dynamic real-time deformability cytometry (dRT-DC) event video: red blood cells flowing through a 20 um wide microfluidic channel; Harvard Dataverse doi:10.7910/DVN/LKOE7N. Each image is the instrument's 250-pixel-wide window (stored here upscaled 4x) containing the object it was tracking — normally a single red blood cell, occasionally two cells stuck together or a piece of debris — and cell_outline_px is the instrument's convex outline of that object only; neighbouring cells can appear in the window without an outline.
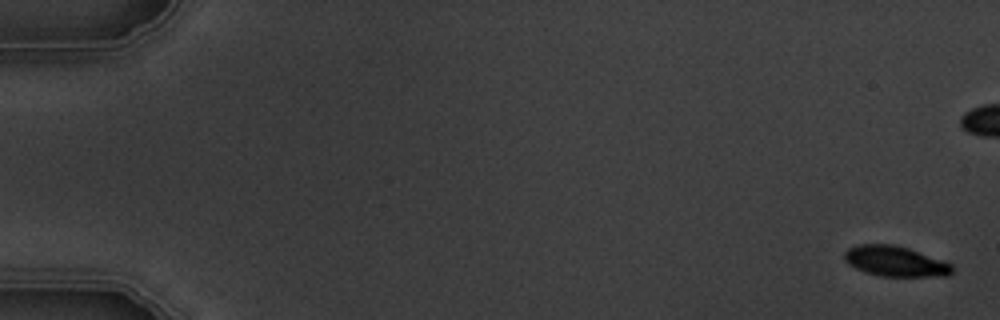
{"species": "common noctule bat (a hibernating species)", "species_latin": "Nyctalus noctula", "temperature_condition": "warm", "stored_images_in_passage": 7, "camera_frame_rate_fps": 3000, "um_per_image_px": 0.085, "animal": {"sex": "male", "body_mass_g": 19.5, "forearm_length_mm": 54.6}, "frame": {"image": 1, "passage_image": 1, "time_ms": 0.0, "image_size_px": [1000, 320], "cell_outline_px": [[952, 272], [948, 276], [880, 276], [864, 272], [848, 264], [844, 260], [844, 252], [848, 248], [856, 244], [892, 244], [908, 248], [952, 264]], "centroid_in_image_um": [76.05, 22.2], "position_along_channel_um": 8.9, "area_um2": 19.02}}
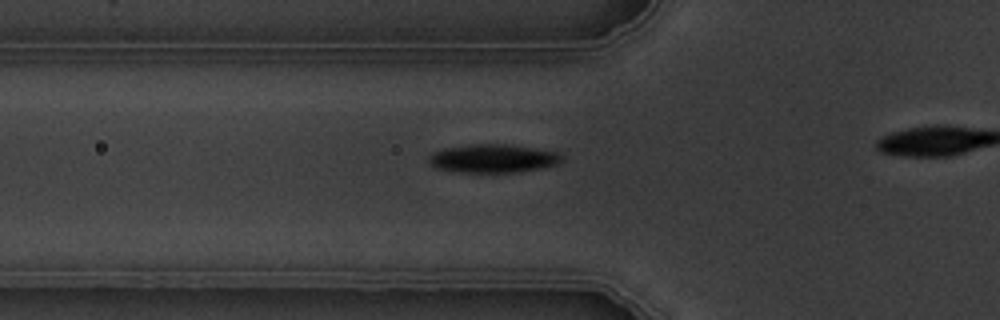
{"frame": {"image": 2, "passage_image": 7, "time_ms": 8.0, "image_size_px": [1000, 320], "cell_outline_px": [[564, 160], [556, 164], [540, 168], [516, 172], [460, 172], [440, 168], [432, 164], [428, 160], [428, 156], [432, 152], [444, 148], [472, 144], [508, 144], [560, 152], [564, 156]], "centroid_in_image_um": [41.95, 13.45], "position_along_channel_um": 83.9, "area_um2": 21.96}}